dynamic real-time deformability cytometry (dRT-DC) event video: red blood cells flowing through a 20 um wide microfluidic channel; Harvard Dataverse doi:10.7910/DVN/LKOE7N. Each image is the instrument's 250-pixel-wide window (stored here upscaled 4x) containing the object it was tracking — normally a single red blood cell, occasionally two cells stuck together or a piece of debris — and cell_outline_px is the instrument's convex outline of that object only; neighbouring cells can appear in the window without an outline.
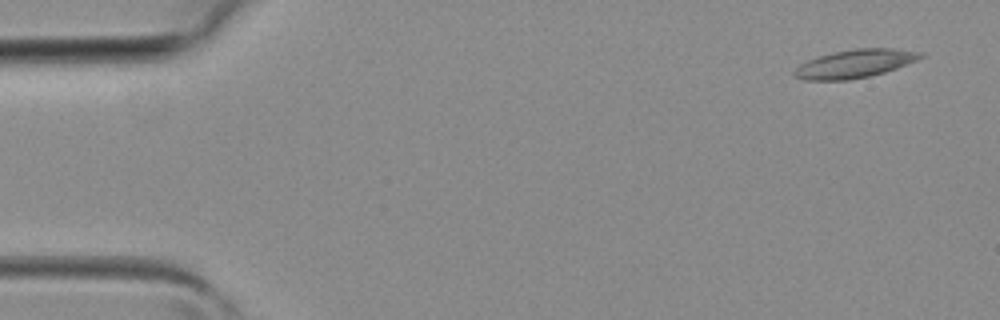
{"species": "common noctule bat (a hibernating species)", "species_latin": "Nyctalus noctula", "temperature_condition": "room temperature", "stored_images_in_passage": 3, "camera_frame_rate_fps": 3000, "um_per_image_px": 0.085, "animal": {"sex": "female", "body_mass_g": 19.3, "forearm_length_mm": 54.1}, "frame": {"image": 1, "passage_image": 1, "time_ms": 0.0, "image_size_px": [1000, 320], "cell_outline_px": [[924, 56], [916, 60], [896, 68], [884, 72], [868, 76], [848, 80], [804, 80], [796, 76], [792, 72], [800, 64], [808, 60], [820, 56], [836, 52], [856, 48], [892, 48], [924, 52]], "centroid_in_image_um": [72.68, 5.41], "position_along_channel_um": 12.3, "area_um2": 20.52}}